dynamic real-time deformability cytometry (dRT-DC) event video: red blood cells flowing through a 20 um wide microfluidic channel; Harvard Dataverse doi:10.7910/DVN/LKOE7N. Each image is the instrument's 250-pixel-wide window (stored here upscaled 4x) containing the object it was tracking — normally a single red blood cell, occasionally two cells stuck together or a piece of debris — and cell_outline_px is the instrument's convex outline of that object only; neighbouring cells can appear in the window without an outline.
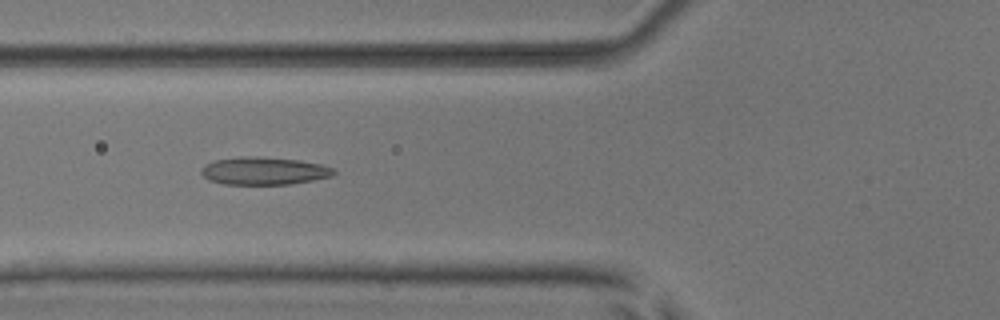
{"species": "common noctule bat (a hibernating species)", "species_latin": "Nyctalus noctula", "temperature_condition": "room temperature", "stored_images_in_passage": 37, "camera_frame_rate_fps": 3000, "um_per_image_px": 0.085, "animal": {"sex": "male", "body_mass_g": 17.9, "forearm_length_mm": 54.2}, "frame": {"image": 1, "passage_image": 5, "time_ms": 1.333, "image_size_px": [1000, 320], "cell_outline_px": [[336, 172], [332, 176], [312, 180], [288, 184], [224, 184], [208, 180], [200, 172], [200, 168], [204, 164], [212, 160], [240, 156], [256, 156], [300, 160], [320, 164], [332, 168]], "centroid_in_image_um": [22.37, 14.51], "position_along_channel_um": 103.4, "area_um2": 21.5}}
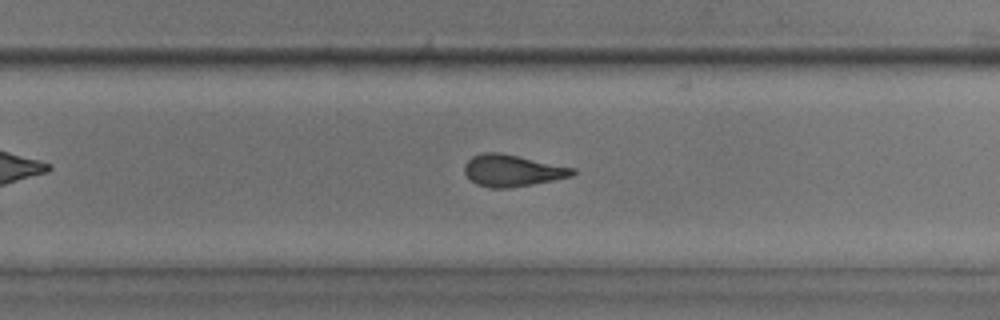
{"frame": {"image": 2, "passage_image": 19, "time_ms": 6.0, "image_size_px": [1000, 320], "cell_outline_px": [[576, 172], [572, 176], [532, 184], [508, 188], [488, 188], [476, 184], [464, 172], [464, 164], [472, 156], [484, 152], [500, 152], [576, 168]], "centroid_in_image_um": [43.54, 14.49], "position_along_channel_um": 286.3, "area_um2": 20.0}}
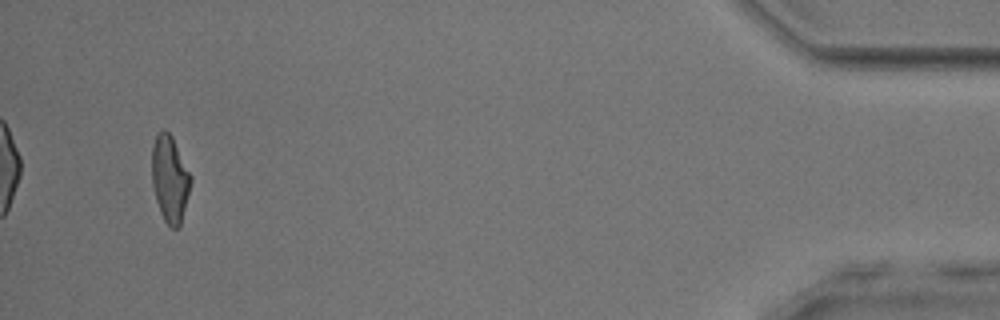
{"frame": {"image": 3, "passage_image": 35, "time_ms": 11.333, "image_size_px": [1000, 320], "cell_outline_px": [[192, 180], [180, 224], [176, 228], [172, 228], [164, 220], [160, 212], [156, 200], [152, 184], [152, 144], [156, 136], [164, 128], [172, 136], [192, 176]], "centroid_in_image_um": [14.43, 15.17], "position_along_channel_um": 420.8, "area_um2": 19.48}, "authors_computed_cell_mechanics": {"area_um2": 20.1144, "velocity_mm_per_s": 3.9289, "shape_relaxation_time_tau1_ms": 8.5597, "shape_relaxation_time_tau2_ms": 1.8275, "deformation_change_tau1": 0.2159, "deformation_change_tau2": 0.1059}}